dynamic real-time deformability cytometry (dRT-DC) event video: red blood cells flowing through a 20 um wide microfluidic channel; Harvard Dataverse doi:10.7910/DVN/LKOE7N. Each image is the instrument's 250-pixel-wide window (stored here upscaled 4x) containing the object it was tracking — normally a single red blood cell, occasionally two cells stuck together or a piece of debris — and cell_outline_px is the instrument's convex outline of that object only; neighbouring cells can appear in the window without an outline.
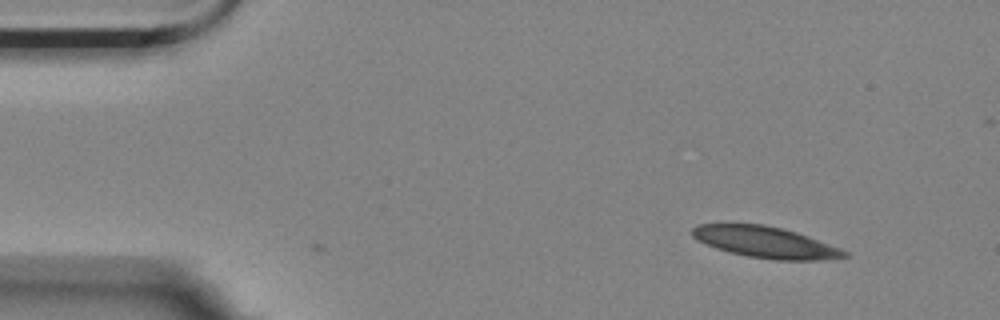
{"species": "Egyptian fruit bat (a non-hibernating species)", "species_latin": "Rousettus aegyptiacus", "temperature_condition": "room temperature", "stored_images_in_passage": 2, "camera_frame_rate_fps": 3000, "um_per_image_px": 0.085, "animal": {"sex": "female"}, "frame": {"image": 1, "passage_image": 1, "time_ms": 0.0, "image_size_px": [1000, 320], "cell_outline_px": [[848, 256], [824, 260], [776, 260], [748, 256], [716, 248], [692, 236], [692, 228], [700, 224], [764, 224], [796, 232], [808, 236], [840, 248], [848, 252]], "centroid_in_image_um": [65.1, 20.59], "position_along_channel_um": 19.9, "area_um2": 27.28}}